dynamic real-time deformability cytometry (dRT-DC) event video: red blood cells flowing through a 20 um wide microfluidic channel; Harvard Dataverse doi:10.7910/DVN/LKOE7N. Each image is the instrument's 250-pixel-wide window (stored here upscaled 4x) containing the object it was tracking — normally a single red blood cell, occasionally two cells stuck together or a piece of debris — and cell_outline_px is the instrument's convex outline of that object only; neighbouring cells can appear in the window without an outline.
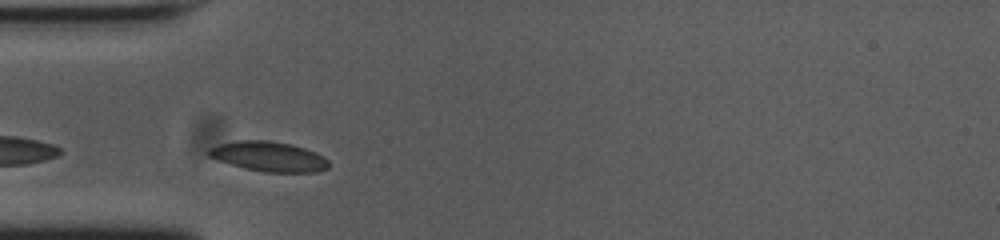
{"species": "common noctule bat (a hibernating species)", "species_latin": "Nyctalus noctula", "temperature_condition": "cold", "stored_images_in_passage": 9, "camera_frame_rate_fps": 3000, "um_per_image_px": 0.085, "animal": {"sex": "female", "body_mass_g": 23.0, "forearm_length_mm": 53.4}, "frame": {"image": 1, "passage_image": 2, "time_ms": 0.333, "image_size_px": [1000, 240], "cell_outline_px": [[328, 168], [316, 172], [264, 172], [244, 168], [208, 156], [208, 148], [220, 144], [236, 140], [268, 140], [288, 144], [304, 148], [316, 152], [324, 156], [328, 160]], "centroid_in_image_um": [22.86, 13.3], "position_along_channel_um": 62.1, "area_um2": 20.75}}
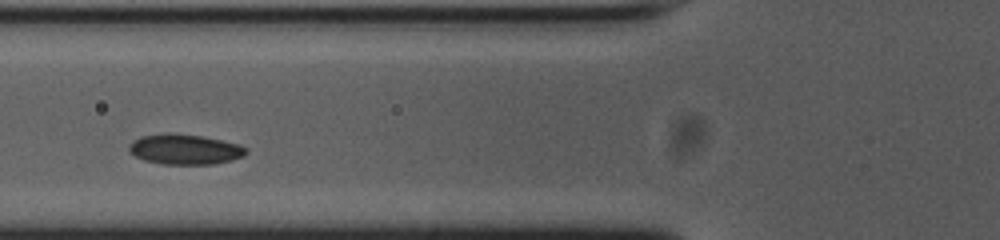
{"frame": {"image": 2, "passage_image": 6, "time_ms": 1.667, "image_size_px": [1000, 240], "cell_outline_px": [[248, 152], [244, 156], [232, 160], [212, 164], [164, 164], [144, 160], [128, 152], [128, 148], [132, 140], [140, 136], [168, 132], [200, 136], [240, 144], [248, 148]], "centroid_in_image_um": [15.7, 12.69], "position_along_channel_um": 110.1, "area_um2": 20.75}}